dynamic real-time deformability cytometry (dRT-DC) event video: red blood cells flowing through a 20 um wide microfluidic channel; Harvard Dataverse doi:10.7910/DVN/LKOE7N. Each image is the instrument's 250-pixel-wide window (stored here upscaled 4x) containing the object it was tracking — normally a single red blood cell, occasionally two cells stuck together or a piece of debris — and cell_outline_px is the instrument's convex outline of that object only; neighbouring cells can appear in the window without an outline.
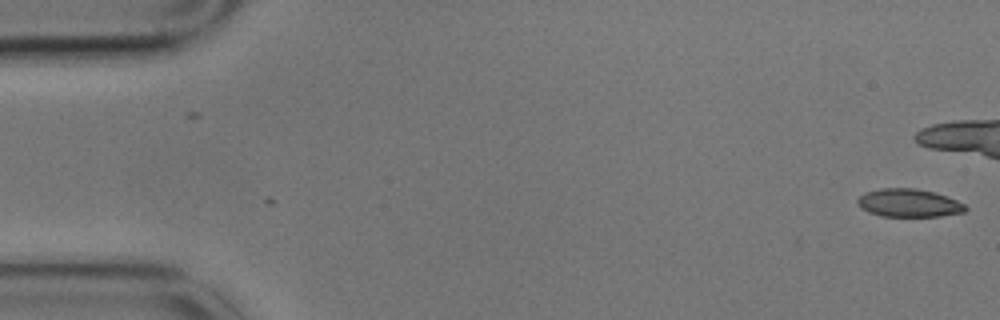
{"species": "common noctule bat (a hibernating species)", "species_latin": "Nyctalus noctula", "temperature_condition": "cold", "stored_images_in_passage": 46, "camera_frame_rate_fps": 3000, "um_per_image_px": 0.085, "animal": {"sex": "male", "body_mass_g": 17.9}, "frame": {"image": 1, "passage_image": 1, "time_ms": 0.0, "image_size_px": [1000, 320], "cell_outline_px": [[964, 208], [956, 212], [932, 216], [888, 216], [872, 212], [864, 208], [860, 204], [860, 200], [864, 196], [872, 192], [928, 192], [952, 200], [960, 204]], "centroid_in_image_um": [77.25, 17.35], "position_along_channel_um": 7.7, "area_um2": 14.51}}
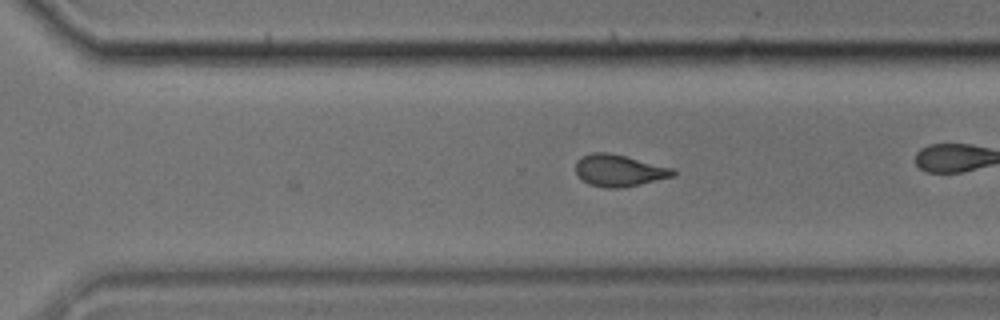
{"frame": {"image": 2, "passage_image": 40, "time_ms": 13.0, "image_size_px": [1000, 320], "cell_outline_px": [[676, 172], [668, 176], [636, 184], [592, 184], [584, 180], [576, 172], [576, 164], [584, 156], [620, 156], [664, 168]], "centroid_in_image_um": [52.54, 14.5], "position_along_channel_um": 318.1, "area_um2": 14.8}}